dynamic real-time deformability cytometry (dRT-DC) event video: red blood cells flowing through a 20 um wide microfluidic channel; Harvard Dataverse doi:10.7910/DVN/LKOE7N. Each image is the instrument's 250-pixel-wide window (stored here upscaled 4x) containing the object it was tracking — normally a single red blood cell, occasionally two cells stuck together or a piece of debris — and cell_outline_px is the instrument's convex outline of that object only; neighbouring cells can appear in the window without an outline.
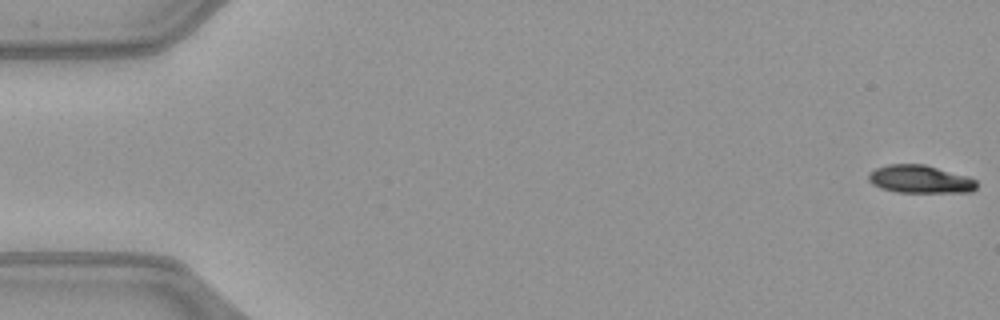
{"species": "common noctule bat (a hibernating species)", "species_latin": "Nyctalus noctula", "temperature_condition": "warm", "stored_images_in_passage": 51, "camera_frame_rate_fps": 3000, "um_per_image_px": 0.085, "animal": {"sex": "female", "body_mass_g": 21.9}, "frame": {"image": 1, "passage_image": 1, "time_ms": 0.0, "image_size_px": [1000, 320], "cell_outline_px": [[976, 188], [972, 192], [896, 192], [880, 188], [872, 184], [868, 180], [868, 172], [876, 168], [888, 164], [924, 164], [968, 176], [976, 180]], "centroid_in_image_um": [78.18, 15.23], "position_along_channel_um": 6.8, "area_um2": 17.69}}
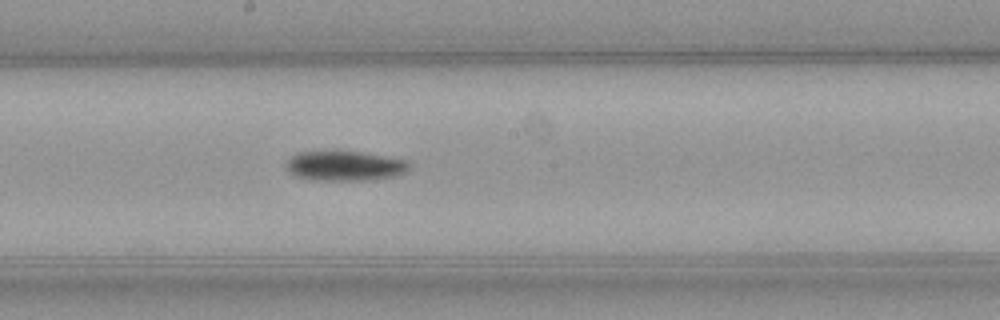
{"frame": {"image": 2, "passage_image": 28, "time_ms": 9.0, "image_size_px": [1000, 320], "cell_outline_px": [[408, 172], [400, 176], [376, 180], [312, 180], [296, 176], [288, 172], [284, 168], [284, 164], [292, 156], [300, 152], [360, 152], [408, 160]], "centroid_in_image_um": [29.33, 14.13], "position_along_channel_um": 218.9, "area_um2": 21.56}}
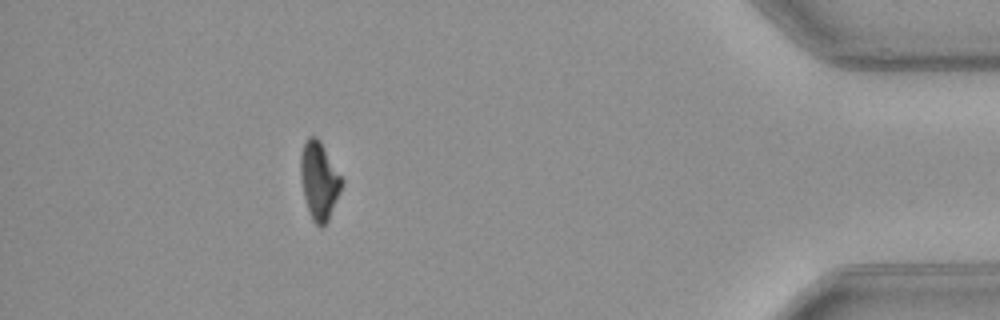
{"frame": {"image": 3, "passage_image": 46, "time_ms": 15.0, "image_size_px": [1000, 320], "cell_outline_px": [[344, 180], [340, 192], [328, 220], [320, 228], [312, 220], [304, 196], [300, 180], [300, 152], [304, 140], [308, 136], [316, 136], [320, 140]], "centroid_in_image_um": [27.11, 15.3], "position_along_channel_um": 408.1, "area_um2": 18.79}, "authors_computed_cell_mechanics": {"area_um2": 19.8254, "velocity_mm_per_s": 4.0715, "shape_relaxation_time_tau1_ms": 3.7066, "shape_relaxation_time_tau2_ms": null, "deformation_change_tau1": 0.1475, "deformation_change_tau2": null}}